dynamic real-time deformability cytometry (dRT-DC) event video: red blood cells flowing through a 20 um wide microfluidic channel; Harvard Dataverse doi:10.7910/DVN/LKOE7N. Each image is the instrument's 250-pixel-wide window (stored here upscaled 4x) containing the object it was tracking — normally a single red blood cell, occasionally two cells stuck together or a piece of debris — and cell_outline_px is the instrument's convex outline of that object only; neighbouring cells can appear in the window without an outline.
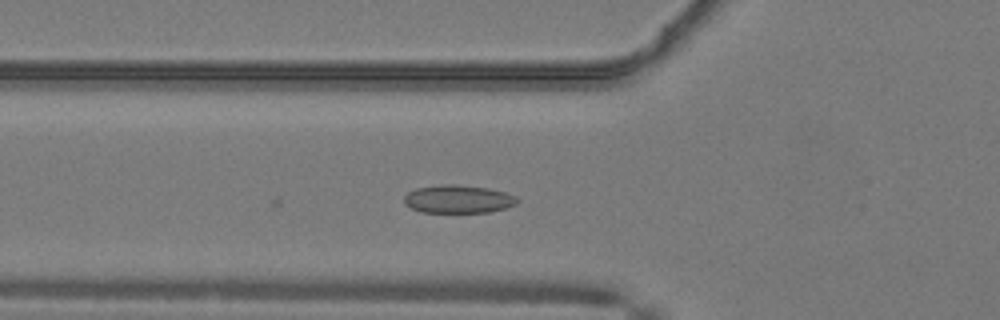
{"species": "common noctule bat (a hibernating species)", "species_latin": "Nyctalus noctula", "temperature_condition": "warm", "stored_images_in_passage": 34, "camera_frame_rate_fps": 3000, "um_per_image_px": 0.085, "animal": {"sex": "male", "body_mass_g": 19.2, "forearm_length_mm": 51.8}, "frame": {"image": 1, "passage_image": 2, "time_ms": 0.333, "image_size_px": [1000, 320], "cell_outline_px": [[520, 200], [516, 204], [504, 208], [488, 212], [420, 212], [404, 204], [404, 196], [408, 192], [416, 188], [440, 184], [456, 184], [488, 188], [504, 192], [516, 196]], "centroid_in_image_um": [38.93, 16.91], "position_along_channel_um": 86.9, "area_um2": 18.55}}
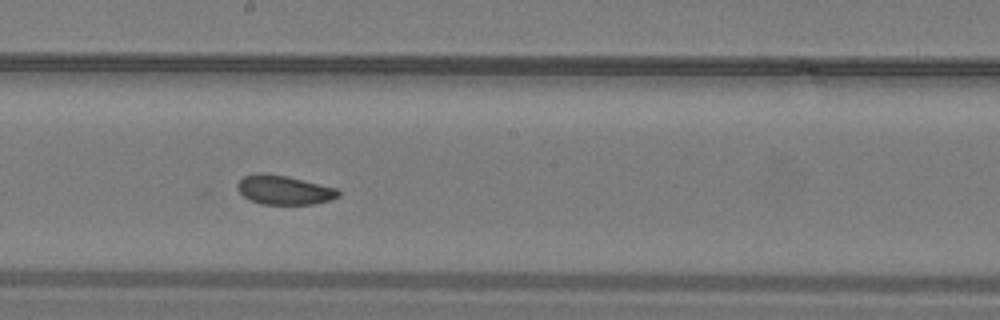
{"frame": {"image": 2, "passage_image": 12, "time_ms": 3.667, "image_size_px": [1000, 320], "cell_outline_px": [[340, 196], [332, 200], [312, 204], [260, 204], [244, 196], [236, 188], [236, 184], [244, 176], [256, 172], [264, 172], [288, 176], [336, 188], [340, 192]], "centroid_in_image_um": [24.14, 16.13], "position_along_channel_um": 224.1, "area_um2": 17.28}}
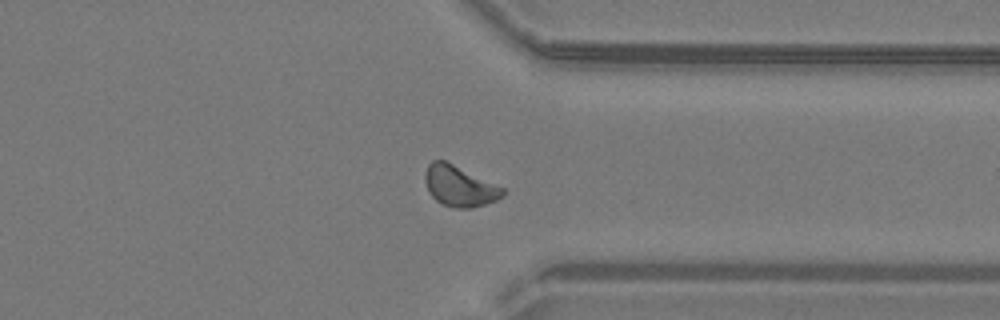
{"frame": {"image": 3, "passage_image": 23, "time_ms": 7.333, "image_size_px": [1000, 320], "cell_outline_px": [[504, 196], [496, 200], [472, 208], [456, 208], [444, 204], [436, 200], [428, 192], [424, 180], [424, 176], [428, 164], [432, 160], [444, 160], [504, 188]], "centroid_in_image_um": [39.03, 15.82], "position_along_channel_um": 372.4, "area_um2": 18.21}}